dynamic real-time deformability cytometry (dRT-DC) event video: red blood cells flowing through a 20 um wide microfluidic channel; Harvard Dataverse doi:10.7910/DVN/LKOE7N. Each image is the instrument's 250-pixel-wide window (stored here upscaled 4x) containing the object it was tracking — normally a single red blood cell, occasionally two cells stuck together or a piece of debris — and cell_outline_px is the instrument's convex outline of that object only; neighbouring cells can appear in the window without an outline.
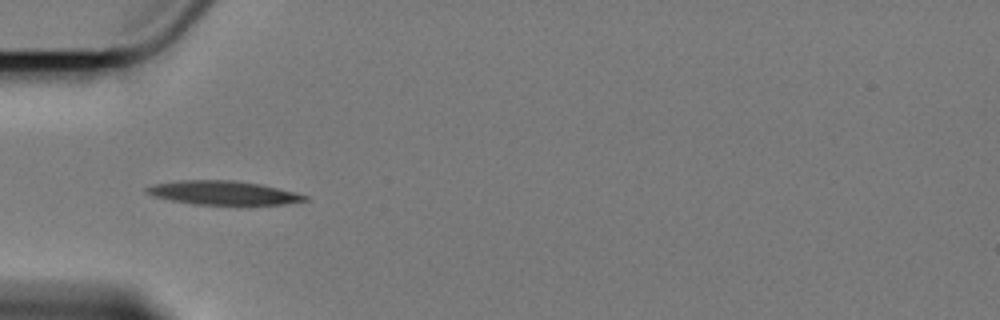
{"species": "Egyptian fruit bat (a non-hibernating species)", "species_latin": "Rousettus aegyptiacus", "temperature_condition": "cold", "stored_images_in_passage": 4, "camera_frame_rate_fps": 3000, "um_per_image_px": 0.085, "animal": {"sex": "female"}, "frame": {"image": 1, "passage_image": 4, "time_ms": 4.0, "image_size_px": [1000, 320], "cell_outline_px": [[308, 200], [284, 204], [236, 208], [192, 204], [152, 196], [144, 192], [144, 188], [152, 184], [180, 180], [228, 180], [256, 184], [276, 188], [308, 196]], "centroid_in_image_um": [18.94, 16.45], "position_along_channel_um": 66.1, "area_um2": 22.89}}